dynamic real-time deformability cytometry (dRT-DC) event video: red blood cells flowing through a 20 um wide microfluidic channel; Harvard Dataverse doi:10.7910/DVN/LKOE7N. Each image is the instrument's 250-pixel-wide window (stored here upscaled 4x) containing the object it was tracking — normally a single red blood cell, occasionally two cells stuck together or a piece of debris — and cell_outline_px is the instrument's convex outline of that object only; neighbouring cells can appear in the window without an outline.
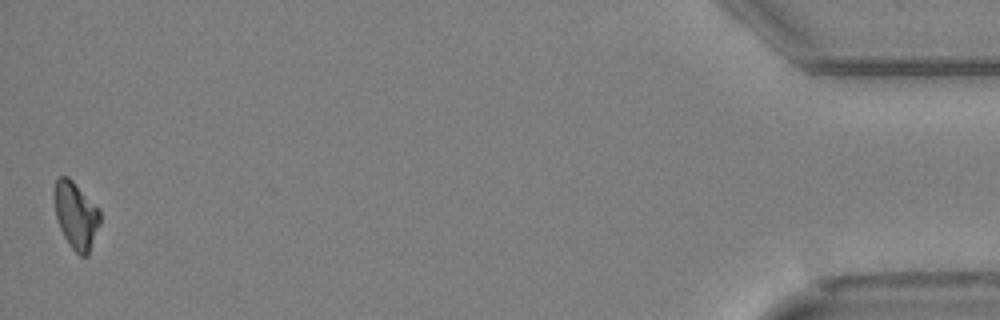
{"species": "Egyptian fruit bat (a non-hibernating species)", "species_latin": "Rousettus aegyptiacus", "temperature_condition": "cold", "stored_images_in_passage": 43, "camera_frame_rate_fps": 3000, "um_per_image_px": 0.085, "animal": {"sex": "female"}, "frame": {"image": 1, "passage_image": 43, "time_ms": 14.0, "image_size_px": [1000, 320], "cell_outline_px": [[100, 224], [88, 256], [80, 256], [68, 244], [60, 228], [56, 216], [52, 192], [56, 180], [60, 176], [68, 176], [100, 208]], "centroid_in_image_um": [6.45, 18.29], "position_along_channel_um": 428.7, "area_um2": 18.15}, "authors_computed_cell_mechanics": {"area_um2": 20.23, "velocity_mm_per_s": 3.9663, "shape_relaxation_time_tau1_ms": 4.0355, "shape_relaxation_time_tau2_ms": null, "deformation_change_tau1": 0.1161, "deformation_change_tau2": null}}